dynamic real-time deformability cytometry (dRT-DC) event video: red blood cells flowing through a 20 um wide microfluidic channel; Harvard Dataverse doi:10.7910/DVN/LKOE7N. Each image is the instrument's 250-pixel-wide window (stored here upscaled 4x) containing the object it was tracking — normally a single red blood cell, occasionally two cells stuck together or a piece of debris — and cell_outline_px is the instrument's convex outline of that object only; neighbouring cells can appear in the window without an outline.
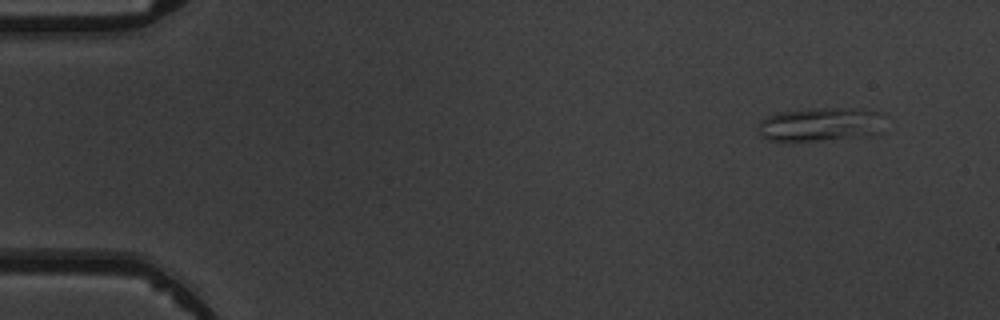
{"species": "common noctule bat (a hibernating species)", "species_latin": "Nyctalus noctula", "temperature_condition": "warm", "stored_images_in_passage": 5, "camera_frame_rate_fps": 3000, "um_per_image_px": 0.085, "animal": {"sex": "male", "body_mass_g": 19.5, "forearm_length_mm": 54.6}, "frame": {"image": 1, "passage_image": 1, "time_ms": 0.0, "image_size_px": [1000, 320], "cell_outline_px": [[880, 132], [816, 140], [768, 140], [756, 128], [768, 116], [780, 112], [824, 108], [852, 108], [880, 112]], "centroid_in_image_um": [69.68, 10.55], "position_along_channel_um": 15.3, "area_um2": 23.52}}
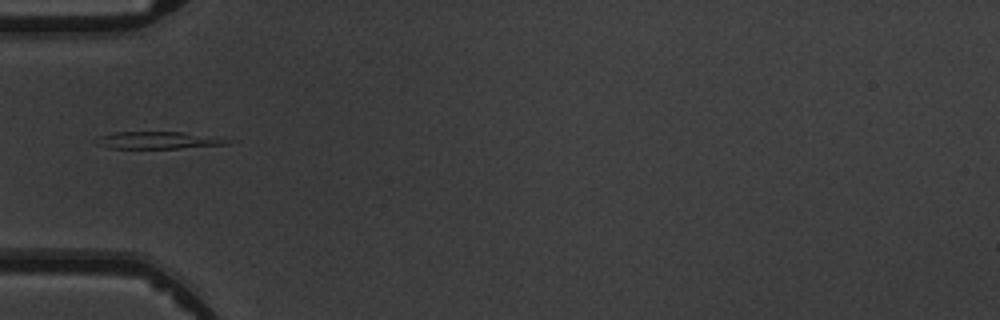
{"frame": {"image": 2, "passage_image": 4, "time_ms": 4.333, "image_size_px": [1000, 320], "cell_outline_px": [[232, 140], [228, 144], [180, 148], [108, 148], [96, 144], [100, 136], [112, 132], [180, 132]], "centroid_in_image_um": [13.38, 11.92], "position_along_channel_um": 71.6, "area_um2": 12.77}}
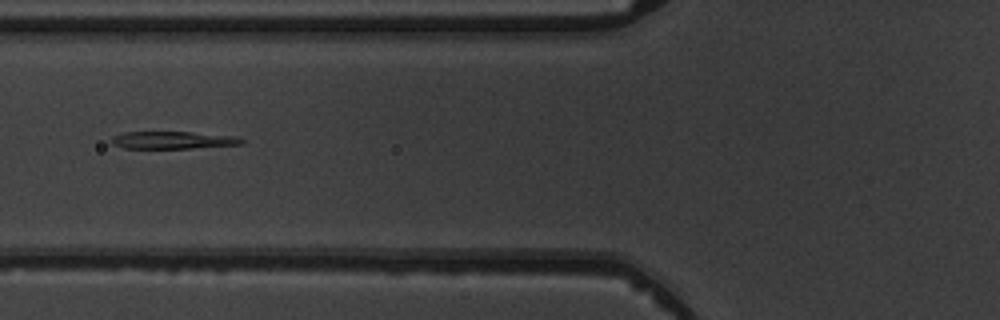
{"frame": {"image": 3, "passage_image": 5, "time_ms": 5.333, "image_size_px": [1000, 320], "cell_outline_px": [[244, 144], [192, 148], [124, 148], [112, 144], [112, 136], [124, 132], [192, 132], [236, 136], [244, 140]], "centroid_in_image_um": [14.72, 11.91], "position_along_channel_um": 111.1, "area_um2": 13.18}}